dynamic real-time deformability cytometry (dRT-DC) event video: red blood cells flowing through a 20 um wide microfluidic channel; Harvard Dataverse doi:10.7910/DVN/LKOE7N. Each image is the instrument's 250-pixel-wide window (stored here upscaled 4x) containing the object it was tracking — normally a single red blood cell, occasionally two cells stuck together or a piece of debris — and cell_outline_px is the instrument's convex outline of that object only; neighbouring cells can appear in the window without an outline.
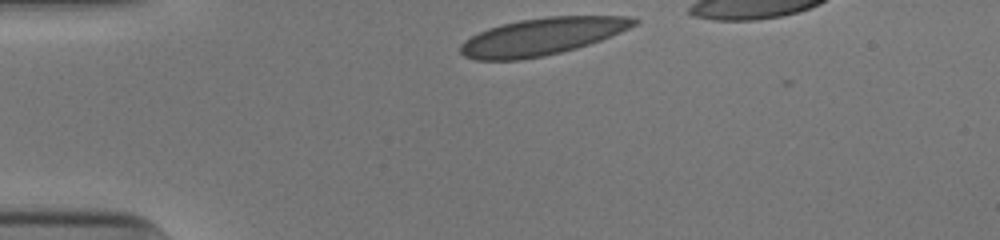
{"species": "human", "species_latin": "Homo sapiens", "temperature_condition": "cold", "stored_images_in_passage": 31, "camera_frame_rate_fps": 3000, "um_per_image_px": 0.085, "donor": {"sex": "male"}, "frame": {"image": 1, "passage_image": 1, "time_ms": 0.0, "image_size_px": [1000, 240], "cell_outline_px": [[640, 20], [636, 24], [620, 32], [600, 40], [576, 48], [544, 56], [520, 60], [476, 60], [464, 56], [460, 52], [460, 44], [464, 40], [488, 28], [500, 24], [520, 20], [544, 16], [632, 16]], "centroid_in_image_um": [46.05, 3.1], "position_along_channel_um": 39.0, "area_um2": 37.57}}
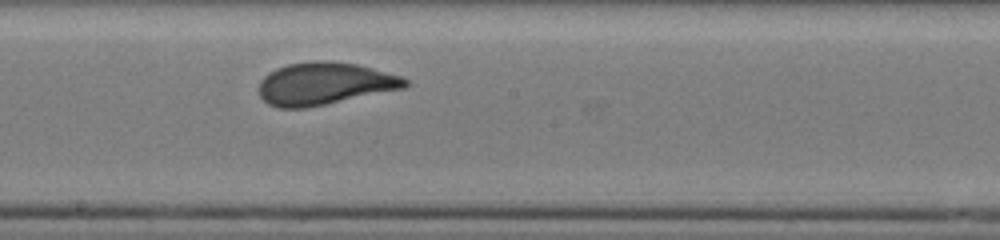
{"frame": {"image": 2, "passage_image": 18, "time_ms": 5.667, "image_size_px": [1000, 240], "cell_outline_px": [[408, 84], [404, 88], [304, 108], [280, 108], [268, 104], [260, 96], [260, 80], [268, 72], [276, 68], [288, 64], [316, 60], [328, 60], [356, 64], [400, 76], [408, 80]], "centroid_in_image_um": [27.54, 7.1], "position_along_channel_um": 220.7, "area_um2": 35.78}}
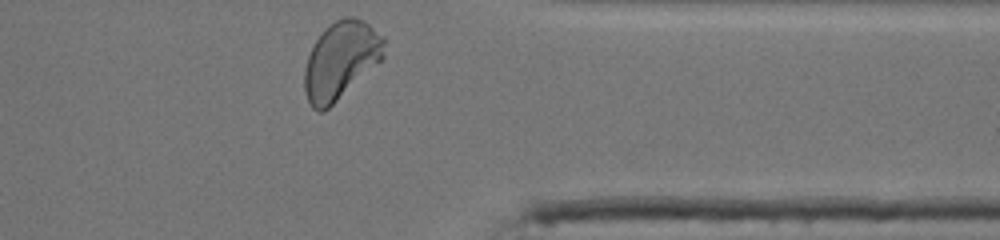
{"frame": {"image": 3, "passage_image": 31, "time_ms": 10.0, "image_size_px": [1000, 240], "cell_outline_px": [[384, 56], [380, 60], [324, 112], [320, 112], [312, 108], [304, 92], [304, 68], [308, 56], [316, 40], [324, 28], [336, 20], [344, 16], [352, 16], [368, 24], [384, 36]], "centroid_in_image_um": [28.93, 5.12], "position_along_channel_um": 382.5, "area_um2": 35.49}, "authors_computed_cell_mechanics": {"area_um2": 35.8938, "velocity_mm_per_s": 3.9072, "shape_relaxation_time_tau1_ms": 4.5505, "shape_relaxation_time_tau2_ms": null, "deformation_change_tau1": 0.1737, "deformation_change_tau2": null}}